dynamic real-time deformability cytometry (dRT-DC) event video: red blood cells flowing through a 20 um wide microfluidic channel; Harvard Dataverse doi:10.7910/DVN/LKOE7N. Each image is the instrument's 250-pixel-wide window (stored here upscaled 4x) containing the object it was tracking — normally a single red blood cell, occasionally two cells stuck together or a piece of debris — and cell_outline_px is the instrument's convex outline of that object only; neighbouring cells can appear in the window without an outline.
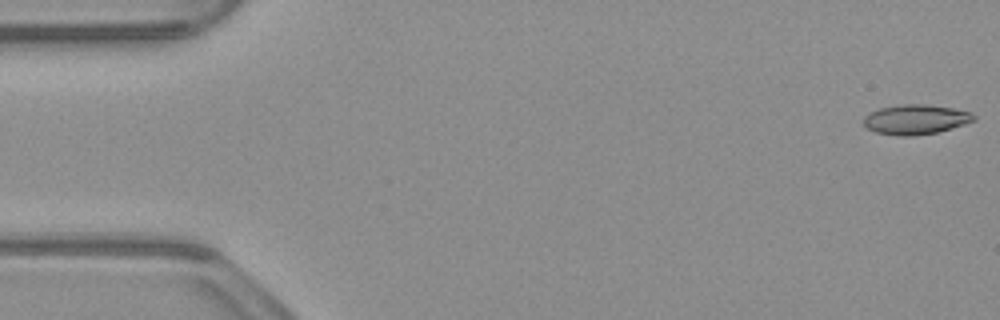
{"species": "common noctule bat (a hibernating species)", "species_latin": "Nyctalus noctula", "temperature_condition": "warm", "stored_images_in_passage": 51, "camera_frame_rate_fps": 3000, "um_per_image_px": 0.085, "animal": {"sex": "male", "body_mass_g": 23.1, "forearm_length_mm": 52.7}, "frame": {"image": 1, "passage_image": 1, "time_ms": 0.0, "image_size_px": [1000, 320], "cell_outline_px": [[976, 120], [952, 128], [936, 132], [916, 136], [896, 136], [876, 132], [860, 124], [864, 116], [880, 108], [904, 104], [924, 104], [952, 108], [972, 112], [976, 116]], "centroid_in_image_um": [77.82, 10.16], "position_along_channel_um": 7.2, "area_um2": 19.25}}
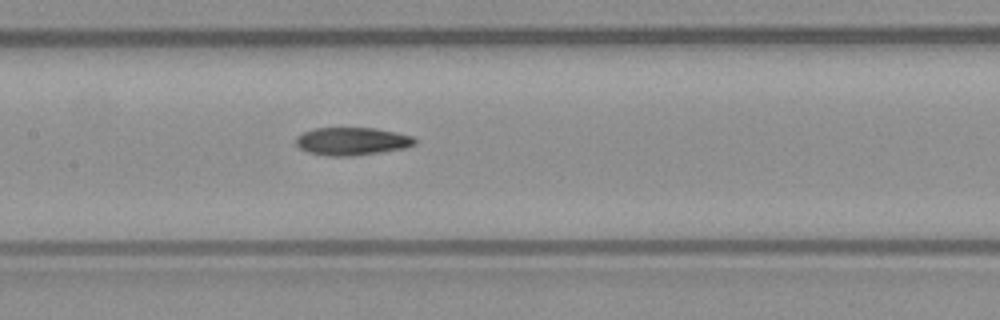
{"frame": {"image": 2, "passage_image": 25, "time_ms": 8.0, "image_size_px": [1000, 320], "cell_outline_px": [[416, 144], [408, 148], [352, 156], [328, 156], [308, 152], [300, 148], [296, 144], [296, 136], [304, 132], [316, 128], [376, 128], [396, 132], [412, 136], [416, 140]], "centroid_in_image_um": [29.94, 12.01], "position_along_channel_um": 177.5, "area_um2": 19.36}}
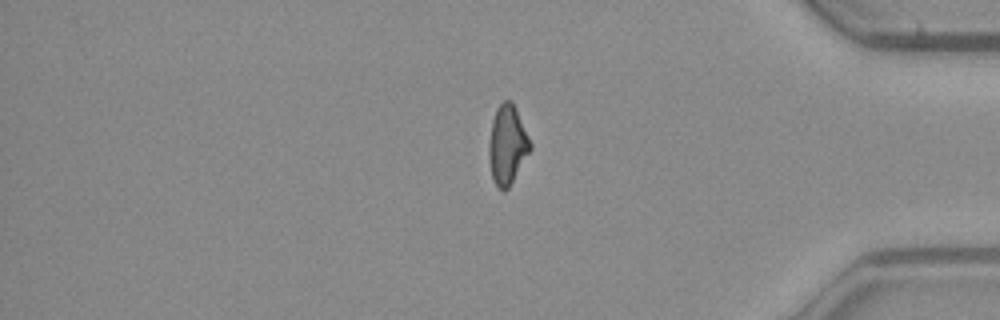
{"frame": {"image": 3, "passage_image": 44, "time_ms": 14.333, "image_size_px": [1000, 320], "cell_outline_px": [[532, 148], [508, 188], [504, 192], [496, 184], [492, 176], [488, 156], [488, 144], [492, 120], [496, 108], [504, 100], [512, 100], [516, 108], [532, 144]], "centroid_in_image_um": [43.12, 12.28], "position_along_channel_um": 392.1, "area_um2": 19.02}}